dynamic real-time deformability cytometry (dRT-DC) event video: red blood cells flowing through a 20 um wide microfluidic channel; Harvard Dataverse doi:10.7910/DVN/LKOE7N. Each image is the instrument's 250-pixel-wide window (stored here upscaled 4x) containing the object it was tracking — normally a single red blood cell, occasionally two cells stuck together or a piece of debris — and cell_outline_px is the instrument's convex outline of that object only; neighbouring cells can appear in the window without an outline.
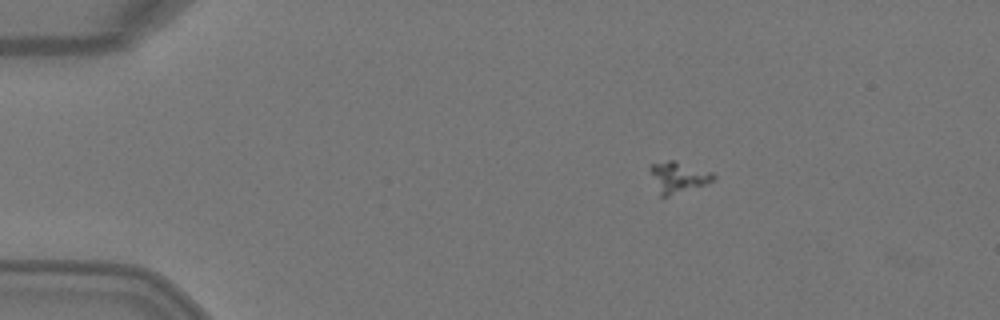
{"species": "Egyptian fruit bat (a non-hibernating species)", "species_latin": "Rousettus aegyptiacus", "temperature_condition": "warm", "stored_images_in_passage": 2, "camera_frame_rate_fps": 3000, "um_per_image_px": 0.085, "animal": {"sex": "female"}, "frame": {"image": 1, "passage_image": 1, "time_ms": 0.0, "image_size_px": [1000, 320], "cell_outline_px": [[716, 176], [712, 180], [704, 184], [668, 196], [660, 196], [648, 168], [652, 164], [668, 160], [672, 160], [712, 172]], "centroid_in_image_um": [57.6, 15.05], "position_along_channel_um": 27.4, "area_um2": 11.04}}